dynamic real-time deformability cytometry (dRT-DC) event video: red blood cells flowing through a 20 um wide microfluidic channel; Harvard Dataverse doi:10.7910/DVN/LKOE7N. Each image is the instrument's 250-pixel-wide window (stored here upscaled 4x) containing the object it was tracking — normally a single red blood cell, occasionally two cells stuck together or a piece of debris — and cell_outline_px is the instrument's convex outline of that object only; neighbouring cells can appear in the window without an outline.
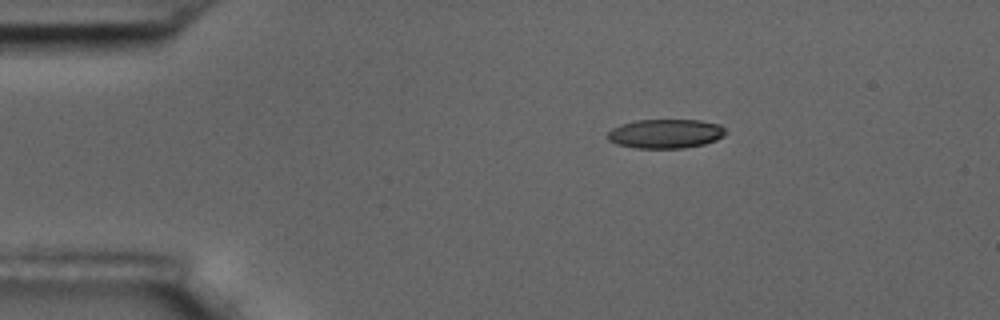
{"species": "common noctule bat (a hibernating species)", "species_latin": "Nyctalus noctula", "temperature_condition": "room temperature", "stored_images_in_passage": 48, "camera_frame_rate_fps": 3000, "um_per_image_px": 0.085, "animal": {"sex": "male", "body_mass_g": 17.5, "forearm_length_mm": 52.3}, "frame": {"image": 1, "passage_image": 2, "time_ms": 0.333, "image_size_px": [1000, 320], "cell_outline_px": [[728, 132], [724, 136], [716, 140], [704, 144], [684, 148], [636, 148], [616, 144], [608, 140], [608, 132], [612, 128], [620, 124], [636, 120], [700, 120], [720, 124]], "centroid_in_image_um": [56.59, 11.36], "position_along_channel_um": 28.4, "area_um2": 20.23}}
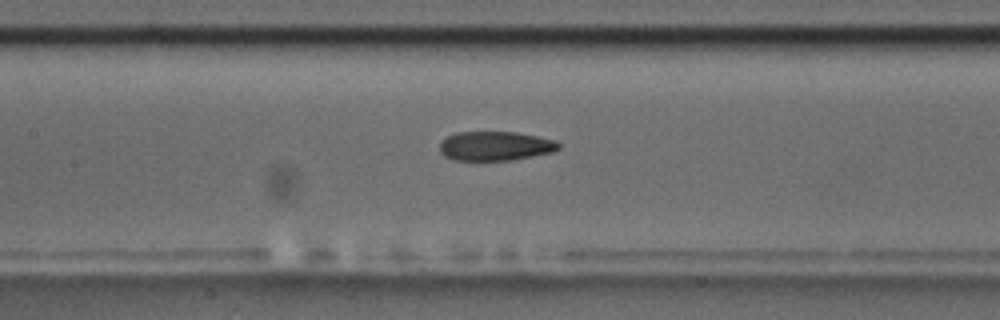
{"frame": {"image": 2, "passage_image": 18, "time_ms": 5.667, "image_size_px": [1000, 320], "cell_outline_px": [[560, 148], [552, 152], [512, 160], [456, 160], [444, 156], [440, 152], [440, 140], [456, 132], [516, 132], [556, 140], [560, 144]], "centroid_in_image_um": [42.09, 12.4], "position_along_channel_um": 165.3, "area_um2": 20.29}}
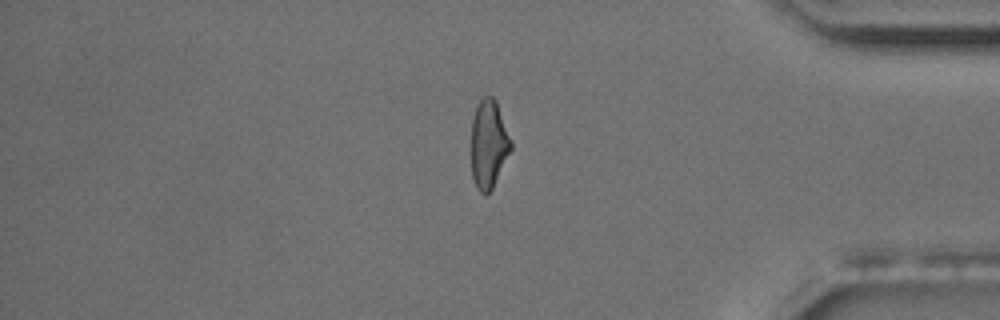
{"frame": {"image": 3, "passage_image": 39, "time_ms": 12.667, "image_size_px": [1000, 320], "cell_outline_px": [[512, 148], [492, 188], [488, 192], [480, 192], [476, 188], [472, 176], [472, 116], [476, 104], [484, 96], [492, 96], [496, 100], [512, 140]], "centroid_in_image_um": [41.54, 12.19], "position_along_channel_um": 393.7, "area_um2": 20.4}, "authors_computed_cell_mechanics": {"area_um2": 21.5883, "velocity_mm_per_s": 3.6352, "shape_relaxation_time_tau1_ms": 8.1843, "shape_relaxation_time_tau2_ms": 2.8359, "deformation_change_tau1": 0.196, "deformation_change_tau2": 0.101}}